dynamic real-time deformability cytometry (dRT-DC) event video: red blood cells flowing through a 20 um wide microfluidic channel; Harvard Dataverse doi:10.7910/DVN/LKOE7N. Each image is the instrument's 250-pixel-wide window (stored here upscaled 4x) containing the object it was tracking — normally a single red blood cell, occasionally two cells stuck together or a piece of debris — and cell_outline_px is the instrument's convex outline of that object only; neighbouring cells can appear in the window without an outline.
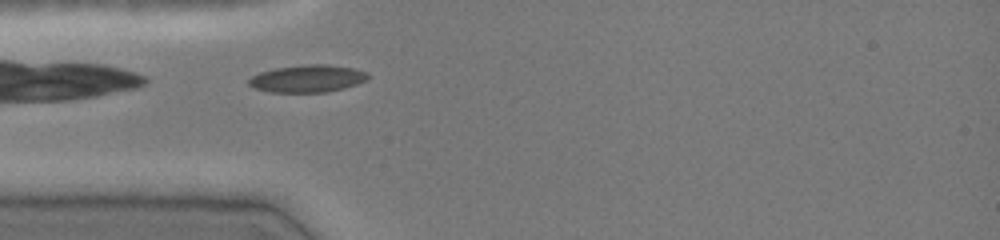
{"species": "common noctule bat (a hibernating species)", "species_latin": "Nyctalus noctula", "temperature_condition": "cold", "stored_images_in_passage": 30, "camera_frame_rate_fps": 3000, "um_per_image_px": 0.085, "animal": {"sex": "female", "body_mass_g": 19.0, "forearm_length_mm": 51.5}, "frame": {"image": 1, "passage_image": 1, "time_ms": 0.0, "image_size_px": [1000, 240], "cell_outline_px": [[372, 76], [356, 84], [344, 88], [328, 92], [268, 92], [256, 88], [248, 84], [248, 80], [252, 76], [260, 72], [276, 68], [304, 64], [328, 64], [352, 68], [368, 72]], "centroid_in_image_um": [26.15, 6.67], "position_along_channel_um": 58.8, "area_um2": 19.02}}
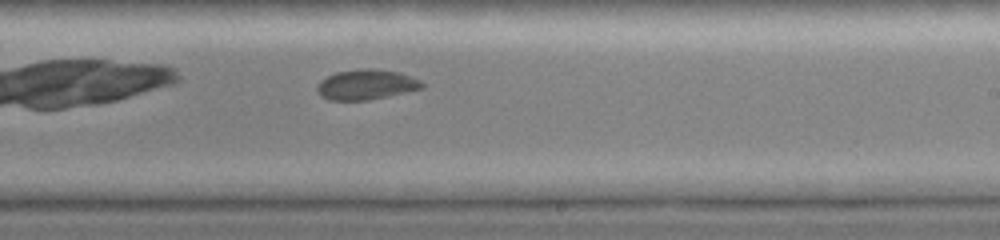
{"frame": {"image": 2, "passage_image": 16, "time_ms": 5.0, "image_size_px": [1000, 240], "cell_outline_px": [[424, 88], [388, 96], [368, 100], [328, 100], [320, 96], [316, 92], [316, 88], [320, 80], [336, 72], [360, 68], [372, 68], [400, 72], [420, 80], [424, 84]], "centroid_in_image_um": [31.11, 7.19], "position_along_channel_um": 257.9, "area_um2": 18.61}}
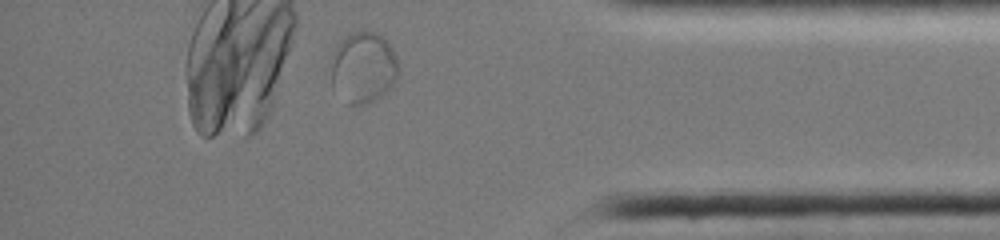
{"frame": {"image": 3, "passage_image": 28, "time_ms": 9.0, "image_size_px": [1000, 240], "cell_outline_px": [[396, 80], [380, 96], [356, 108], [348, 104], [332, 88], [328, 60], [336, 44], [348, 32], [372, 32], [380, 36], [392, 48], [396, 56]], "centroid_in_image_um": [30.76, 5.75], "position_along_channel_um": 404.4, "area_um2": 28.26}, "authors_computed_cell_mechanics": {"area_um2": 18.5827, "velocity_mm_per_s": 4.0011, "shape_relaxation_time_tau1_ms": null, "shape_relaxation_time_tau2_ms": 1.1331, "deformation_change_tau1": null, "deformation_change_tau2": 0.0353}}